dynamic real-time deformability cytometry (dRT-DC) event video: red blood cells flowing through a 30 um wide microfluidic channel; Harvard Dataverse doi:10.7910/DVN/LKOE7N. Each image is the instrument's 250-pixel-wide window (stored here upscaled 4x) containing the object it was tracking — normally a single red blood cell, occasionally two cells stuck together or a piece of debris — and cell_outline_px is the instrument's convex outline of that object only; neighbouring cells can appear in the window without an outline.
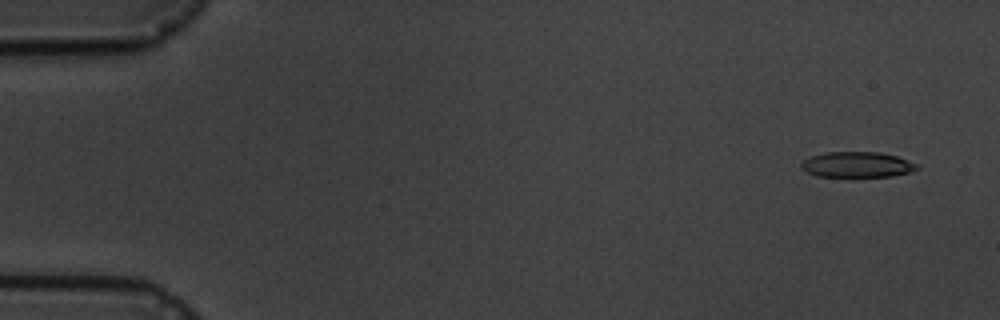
{"species": "common noctule bat (a hibernating species)", "species_latin": "Nyctalus noctula", "temperature_condition": "cold", "stored_images_in_passage": 4, "camera_frame_rate_fps": 3000, "um_per_image_px": 0.085, "animal": {"sex": "male", "body_mass_g": 19.5, "forearm_length_mm": 54.6}, "frame": {"image": 1, "passage_image": 1, "time_ms": 0.0, "image_size_px": [1000, 320], "cell_outline_px": [[920, 168], [908, 172], [892, 176], [852, 180], [848, 180], [816, 176], [804, 172], [800, 168], [800, 164], [804, 160], [812, 156], [828, 152], [880, 152], [896, 156], [916, 164]], "centroid_in_image_um": [72.78, 14.06], "position_along_channel_um": 12.2, "area_um2": 18.21}}
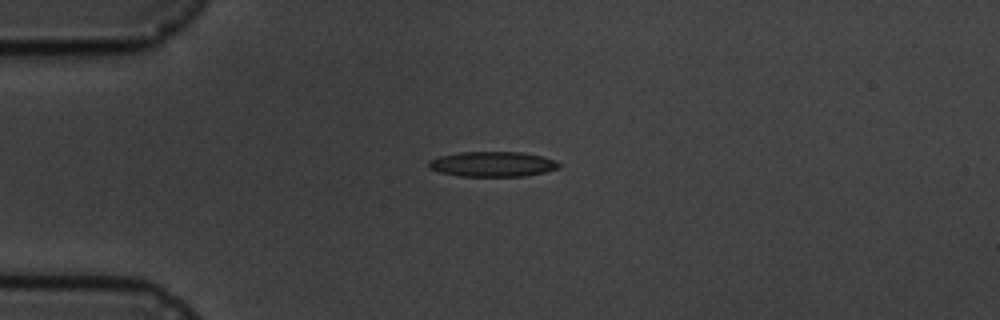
{"frame": {"image": 2, "passage_image": 4, "time_ms": 3.667, "image_size_px": [1000, 320], "cell_outline_px": [[560, 168], [544, 172], [524, 176], [460, 176], [440, 172], [428, 168], [428, 160], [440, 156], [460, 152], [524, 152], [556, 160], [560, 164]], "centroid_in_image_um": [41.86, 13.95], "position_along_channel_um": 43.1, "area_um2": 19.07}}